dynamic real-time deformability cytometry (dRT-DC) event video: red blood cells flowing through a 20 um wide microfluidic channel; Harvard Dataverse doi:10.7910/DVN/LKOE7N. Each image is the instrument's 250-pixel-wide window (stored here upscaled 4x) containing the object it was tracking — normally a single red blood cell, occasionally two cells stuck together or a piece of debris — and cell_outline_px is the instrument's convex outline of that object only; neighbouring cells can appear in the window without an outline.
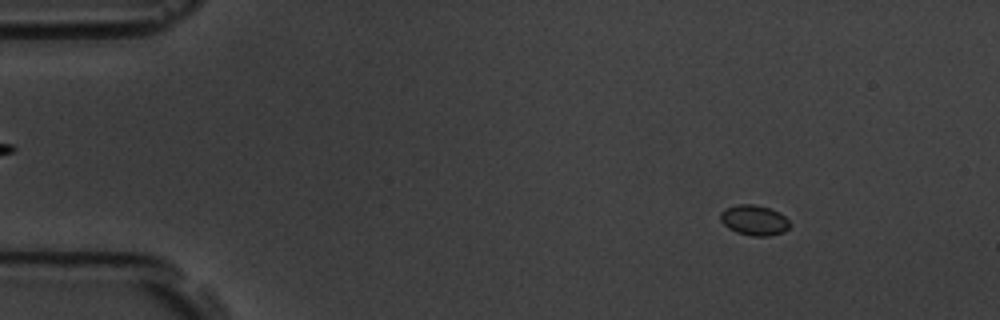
{"species": "common noctule bat (a hibernating species)", "species_latin": "Nyctalus noctula", "temperature_condition": "room temperature", "stored_images_in_passage": 57, "camera_frame_rate_fps": 3000, "um_per_image_px": 0.085, "animal": {"sex": "male", "body_mass_g": 19.5, "forearm_length_mm": 54.6}, "frame": {"image": 1, "passage_image": 8, "time_ms": 2.333, "image_size_px": [1000, 320], "cell_outline_px": [[792, 224], [784, 232], [768, 236], [752, 236], [736, 232], [728, 228], [720, 220], [720, 212], [728, 208], [740, 204], [752, 204], [768, 208], [784, 216]], "centroid_in_image_um": [64.11, 18.74], "position_along_channel_um": 20.9, "area_um2": 12.08}}
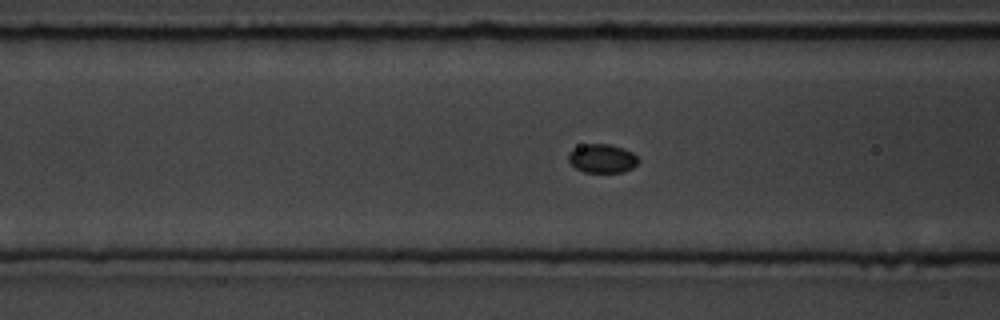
{"frame": {"image": 2, "passage_image": 23, "time_ms": 7.333, "image_size_px": [1000, 320], "cell_outline_px": [[640, 160], [632, 168], [624, 172], [584, 172], [576, 168], [568, 160], [568, 152], [584, 144], [608, 144], [624, 148], [632, 152]], "centroid_in_image_um": [51.19, 13.47], "position_along_channel_um": 115.4, "area_um2": 11.68}}
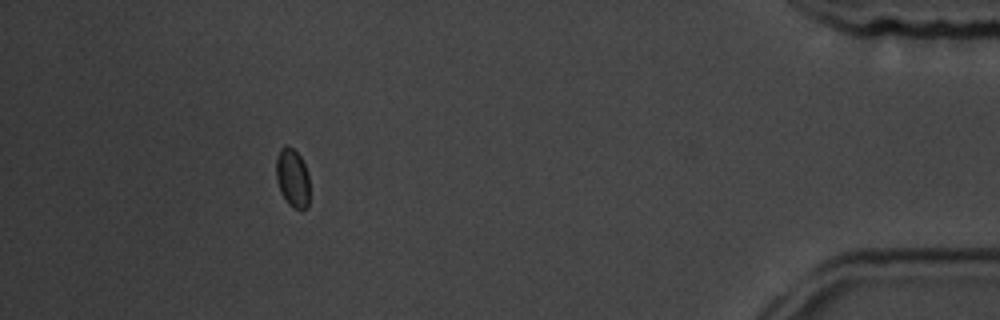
{"frame": {"image": 3, "passage_image": 52, "time_ms": 17.0, "image_size_px": [1000, 320], "cell_outline_px": [[308, 208], [300, 212], [292, 208], [288, 204], [280, 192], [276, 180], [276, 156], [280, 148], [284, 144], [292, 148], [300, 156], [308, 172]], "centroid_in_image_um": [24.85, 15.15], "position_along_channel_um": 410.4, "area_um2": 11.73}, "authors_computed_cell_mechanics": {"area_um2": 11.7334, "velocity_mm_per_s": 3.647, "shape_relaxation_time_tau1_ms": 2.7072, "shape_relaxation_time_tau2_ms": null, "deformation_change_tau1": 0.0372, "deformation_change_tau2": null}}